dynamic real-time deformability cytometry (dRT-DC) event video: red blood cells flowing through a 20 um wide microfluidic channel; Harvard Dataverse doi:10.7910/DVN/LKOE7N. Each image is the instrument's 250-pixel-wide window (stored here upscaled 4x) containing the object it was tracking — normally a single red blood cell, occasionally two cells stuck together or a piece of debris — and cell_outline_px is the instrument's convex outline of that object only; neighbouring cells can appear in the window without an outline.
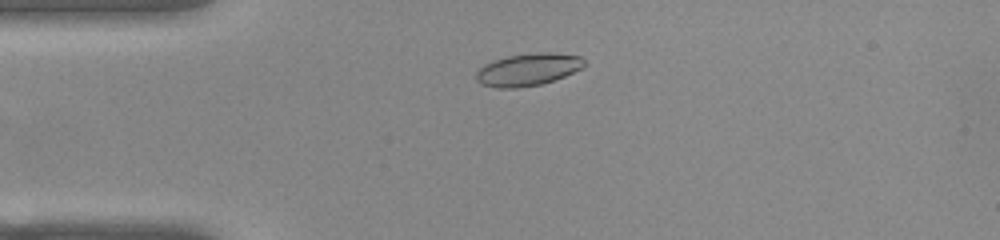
{"species": "common noctule bat (a hibernating species)", "species_latin": "Nyctalus noctula", "temperature_condition": "warm", "stored_images_in_passage": 49, "camera_frame_rate_fps": 3000, "um_per_image_px": 0.085, "animal": {"sex": "female", "body_mass_g": 22.0, "forearm_length_mm": 56.7}, "frame": {"image": 1, "passage_image": 8, "time_ms": 2.333, "image_size_px": [1000, 240], "cell_outline_px": [[588, 64], [564, 76], [540, 84], [516, 88], [496, 88], [480, 84], [476, 80], [476, 72], [484, 64], [492, 60], [508, 56], [536, 52], [552, 52], [580, 56]], "centroid_in_image_um": [44.85, 5.9], "position_along_channel_um": 40.2, "area_um2": 20.4}}
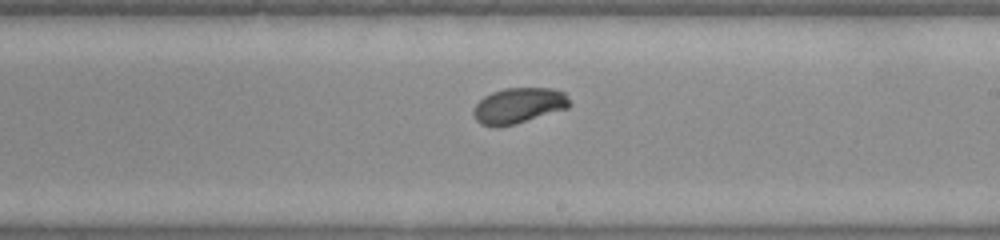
{"frame": {"image": 2, "passage_image": 26, "time_ms": 8.333, "image_size_px": [1000, 240], "cell_outline_px": [[572, 104], [568, 108], [512, 124], [496, 128], [480, 124], [476, 120], [472, 112], [476, 104], [484, 96], [492, 92], [504, 88], [552, 88], [564, 92]], "centroid_in_image_um": [44.06, 8.97], "position_along_channel_um": 244.9, "area_um2": 19.88}}
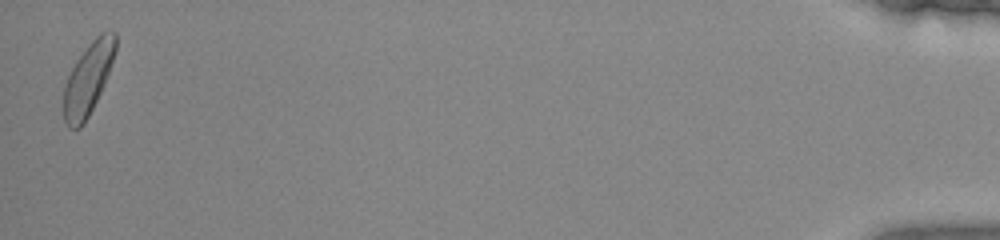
{"frame": {"image": 3, "passage_image": 48, "time_ms": 15.667, "image_size_px": [1000, 240], "cell_outline_px": [[116, 48], [104, 84], [84, 124], [80, 128], [68, 128], [64, 120], [64, 84], [76, 60], [88, 44], [100, 32], [116, 32]], "centroid_in_image_um": [7.47, 6.69], "position_along_channel_um": 427.7, "area_um2": 21.33}, "authors_computed_cell_mechanics": {"area_um2": 20.23, "velocity_mm_per_s": 3.8202, "shape_relaxation_time_tau1_ms": 2.1045, "shape_relaxation_time_tau2_ms": null, "deformation_change_tau1": 0.1233, "deformation_change_tau2": null}}